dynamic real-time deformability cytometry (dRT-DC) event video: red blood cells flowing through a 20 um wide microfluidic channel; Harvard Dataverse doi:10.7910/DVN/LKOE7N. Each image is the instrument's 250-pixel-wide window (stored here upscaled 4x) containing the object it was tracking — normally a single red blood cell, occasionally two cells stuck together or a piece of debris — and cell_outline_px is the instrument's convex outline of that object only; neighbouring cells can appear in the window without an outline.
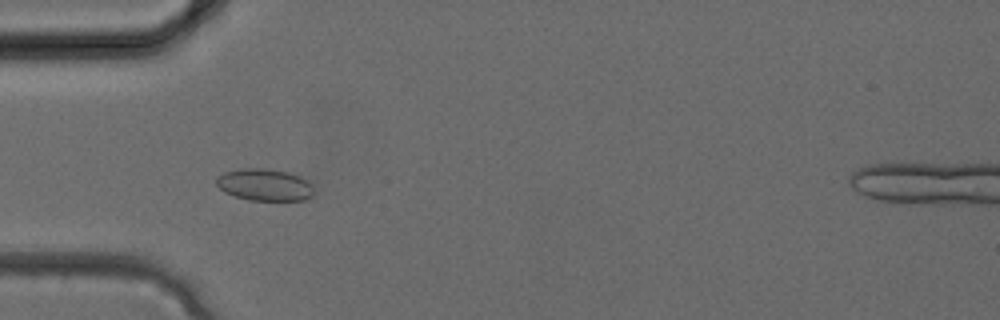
{"species": "common noctule bat (a hibernating species)", "species_latin": "Nyctalus noctula", "temperature_condition": "cold", "stored_images_in_passage": 34, "camera_frame_rate_fps": 3000, "um_per_image_px": 0.085, "animal": {"sex": "female", "body_mass_g": 24.6, "forearm_length_mm": 56.2}, "frame": {"image": 1, "passage_image": 11, "time_ms": 3.333, "image_size_px": [1000, 320], "cell_outline_px": [[312, 196], [304, 200], [248, 200], [224, 192], [216, 184], [216, 176], [224, 172], [240, 168], [264, 168], [288, 172], [300, 176], [308, 180], [312, 184]], "centroid_in_image_um": [22.48, 15.7], "position_along_channel_um": 62.5, "area_um2": 18.26}}
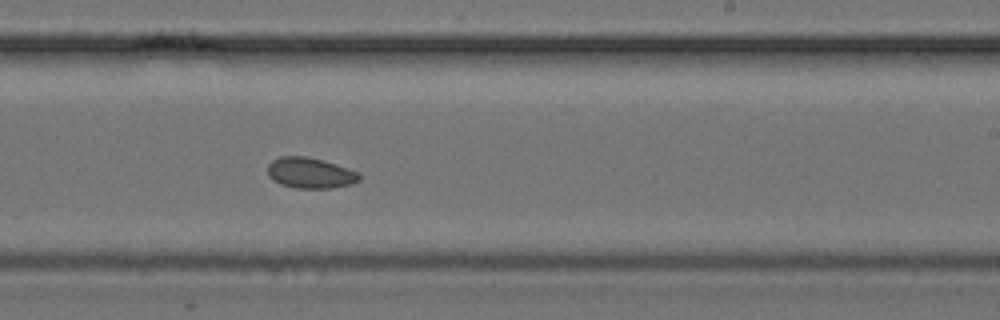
{"frame": {"image": 2, "passage_image": 21, "time_ms": 6.667, "image_size_px": [1000, 320], "cell_outline_px": [[360, 180], [352, 184], [332, 188], [296, 188], [280, 184], [272, 180], [268, 176], [268, 164], [272, 160], [280, 156], [308, 156], [324, 160], [360, 172]], "centroid_in_image_um": [26.37, 14.69], "position_along_channel_um": 262.6, "area_um2": 16.65}}
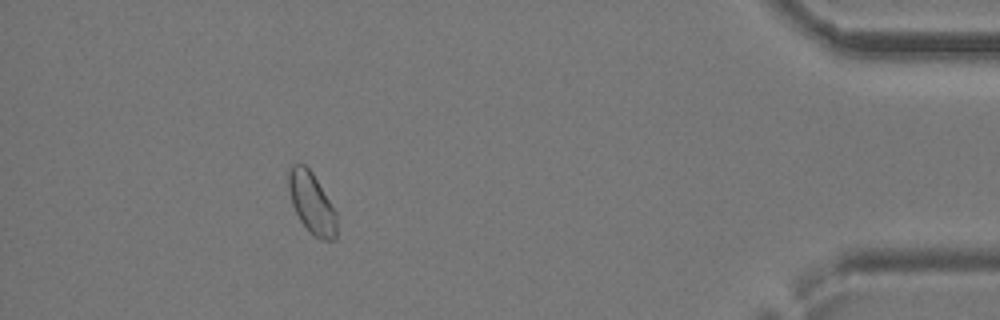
{"frame": {"image": 3, "passage_image": 31, "time_ms": 10.0, "image_size_px": [1000, 320], "cell_outline_px": [[336, 240], [324, 240], [316, 236], [300, 220], [292, 204], [288, 188], [288, 172], [292, 164], [304, 164], [312, 172], [336, 212]], "centroid_in_image_um": [26.48, 17.23], "position_along_channel_um": 408.7, "area_um2": 16.76}}